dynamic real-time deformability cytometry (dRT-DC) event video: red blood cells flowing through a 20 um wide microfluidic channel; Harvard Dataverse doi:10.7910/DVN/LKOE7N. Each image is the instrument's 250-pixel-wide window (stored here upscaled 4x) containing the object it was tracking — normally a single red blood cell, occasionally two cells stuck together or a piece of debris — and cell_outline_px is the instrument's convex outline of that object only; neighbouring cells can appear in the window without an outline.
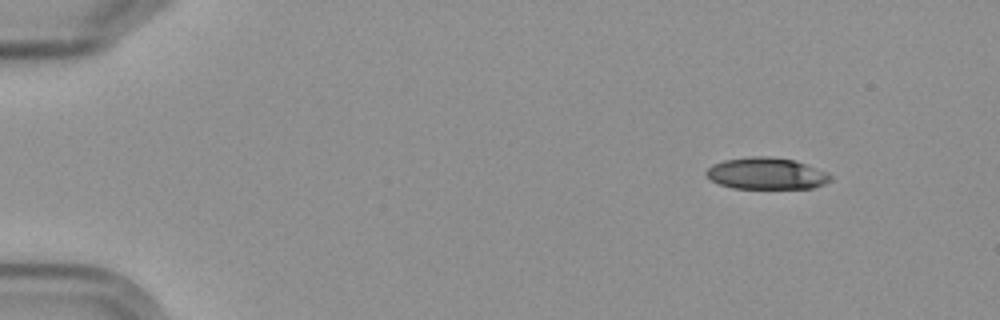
{"species": "Egyptian fruit bat (a non-hibernating species)", "species_latin": "Rousettus aegyptiacus", "temperature_condition": "cold", "stored_images_in_passage": 14, "camera_frame_rate_fps": 3000, "um_per_image_px": 0.085, "frame": {"image": 1, "passage_image": 1, "time_ms": 0.0, "image_size_px": [1000, 320], "cell_outline_px": [[832, 180], [824, 184], [812, 188], [732, 188], [720, 184], [712, 180], [704, 172], [712, 164], [724, 160], [752, 156], [768, 156], [792, 160], [804, 164], [824, 172], [832, 176]], "centroid_in_image_um": [65.11, 14.75], "position_along_channel_um": 19.9, "area_um2": 22.6}}
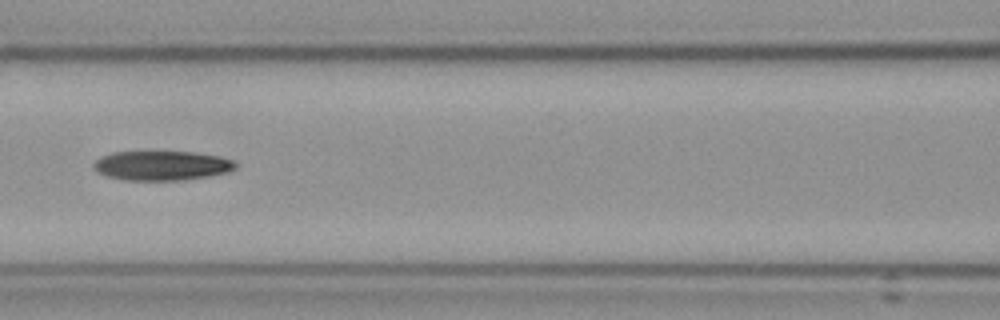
{"frame": {"image": 2, "passage_image": 6, "time_ms": 6.667, "image_size_px": [1000, 320], "cell_outline_px": [[240, 164], [236, 168], [228, 172], [208, 176], [180, 180], [124, 180], [104, 176], [96, 172], [92, 168], [92, 164], [100, 156], [112, 152], [192, 152], [220, 156], [236, 160]], "centroid_in_image_um": [13.75, 14.07], "position_along_channel_um": 152.9, "area_um2": 24.74}}
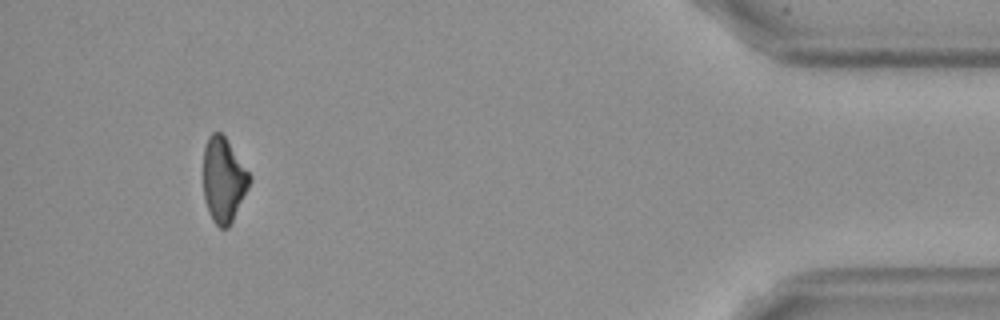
{"frame": {"image": 3, "passage_image": 13, "time_ms": 15.667, "image_size_px": [1000, 320], "cell_outline_px": [[252, 180], [228, 228], [220, 228], [212, 220], [208, 212], [204, 200], [204, 148], [208, 136], [212, 132], [220, 132], [224, 136], [252, 176]], "centroid_in_image_um": [18.99, 15.29], "position_along_channel_um": 416.2, "area_um2": 22.66}, "authors_computed_cell_mechanics": {"area_um2": 24.7962, "velocity_mm_per_s": 3.5904, "shape_relaxation_time_tau1_ms": 8.9376, "shape_relaxation_time_tau2_ms": null, "deformation_change_tau1": 0.1798, "deformation_change_tau2": null}}